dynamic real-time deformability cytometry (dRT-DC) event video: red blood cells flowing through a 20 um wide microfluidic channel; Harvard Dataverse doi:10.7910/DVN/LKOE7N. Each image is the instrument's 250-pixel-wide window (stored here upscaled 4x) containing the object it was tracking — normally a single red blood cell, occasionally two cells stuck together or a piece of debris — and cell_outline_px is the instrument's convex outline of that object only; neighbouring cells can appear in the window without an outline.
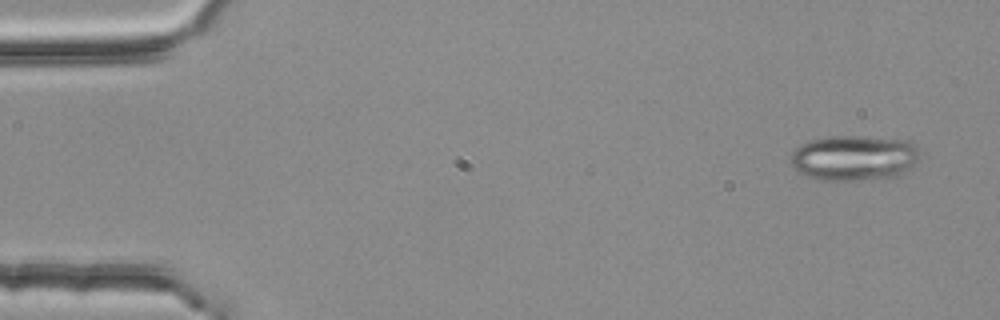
{"species": "common noctule bat (a hibernating species)", "species_latin": "Nyctalus noctula", "temperature_condition": "room temperature", "stored_images_in_passage": 5, "camera_frame_rate_fps": 3000, "um_per_image_px": 0.085, "animal": {"sex": "female", "body_mass_g": 25.1}, "frame": {"image": 1, "passage_image": 1, "time_ms": 0.0, "image_size_px": [1000, 320], "cell_outline_px": [[924, 152], [908, 172], [904, 176], [884, 180], [820, 180], [804, 176], [796, 172], [792, 168], [788, 156], [800, 144], [812, 140], [828, 136], [860, 136], [912, 140]], "centroid_in_image_um": [72.67, 13.44], "position_along_channel_um": 12.3, "area_um2": 35.72}}